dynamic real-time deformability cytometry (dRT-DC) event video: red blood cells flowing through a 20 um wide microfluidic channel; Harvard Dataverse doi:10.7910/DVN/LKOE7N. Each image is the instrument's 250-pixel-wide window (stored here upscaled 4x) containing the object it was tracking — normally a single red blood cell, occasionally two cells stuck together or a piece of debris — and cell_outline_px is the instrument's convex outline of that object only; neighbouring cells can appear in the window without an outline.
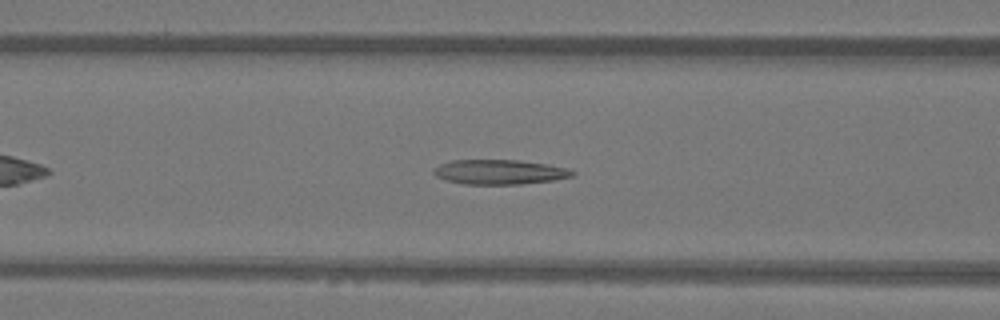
{"species": "Egyptian fruit bat (a non-hibernating species)", "species_latin": "Rousettus aegyptiacus", "temperature_condition": "warm", "stored_images_in_passage": 37, "camera_frame_rate_fps": 3000, "um_per_image_px": 0.085, "animal": {"sex": "female"}, "frame": {"image": 1, "passage_image": 8, "time_ms": 2.333, "image_size_px": [1000, 320], "cell_outline_px": [[576, 172], [572, 176], [552, 180], [520, 184], [464, 184], [444, 180], [436, 176], [432, 172], [432, 168], [440, 164], [452, 160], [516, 160], [548, 164], [568, 168]], "centroid_in_image_um": [42.42, 14.61], "position_along_channel_um": 124.2, "area_um2": 20.0}}
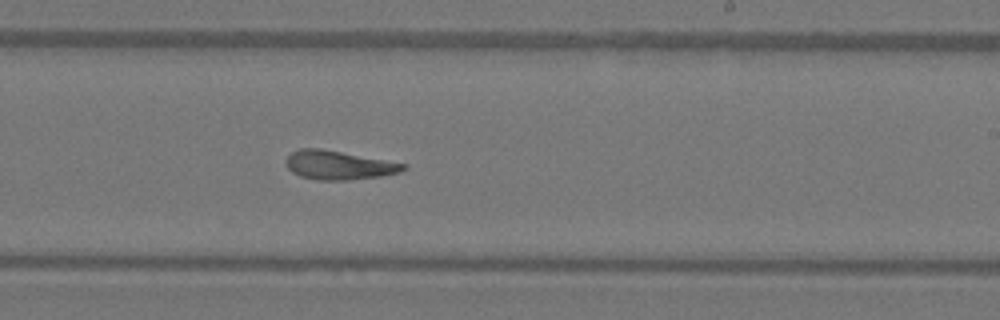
{"frame": {"image": 2, "passage_image": 18, "time_ms": 5.667, "image_size_px": [1000, 320], "cell_outline_px": [[408, 168], [400, 172], [380, 176], [348, 180], [316, 180], [300, 176], [292, 172], [288, 168], [284, 160], [292, 152], [300, 148], [320, 148], [408, 164]], "centroid_in_image_um": [28.78, 14.04], "position_along_channel_um": 260.2, "area_um2": 19.77}}
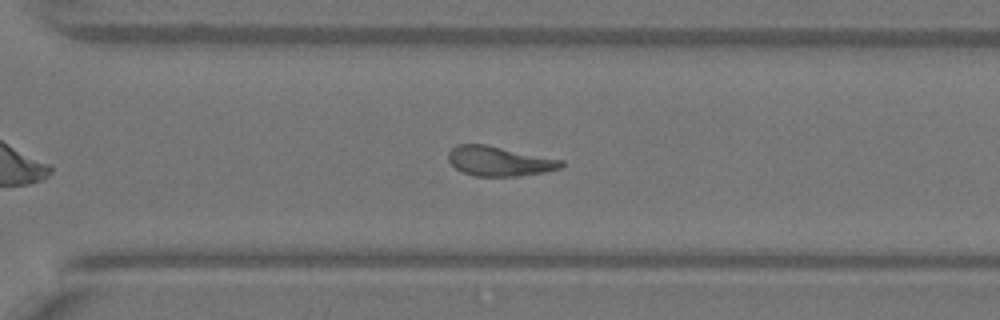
{"frame": {"image": 3, "passage_image": 23, "time_ms": 7.333, "image_size_px": [1000, 320], "cell_outline_px": [[564, 164], [560, 168], [544, 172], [516, 176], [472, 176], [456, 168], [448, 160], [448, 152], [456, 144], [484, 144], [564, 160]], "centroid_in_image_um": [42.42, 13.69], "position_along_channel_um": 328.2, "area_um2": 19.42}, "authors_computed_cell_mechanics": {"area_um2": 19.4786, "velocity_mm_per_s": 4.098, "shape_relaxation_time_tau1_ms": 10.3487, "shape_relaxation_time_tau2_ms": 2.5464, "deformation_change_tau1": 0.3007, "deformation_change_tau2": 0.0837}}